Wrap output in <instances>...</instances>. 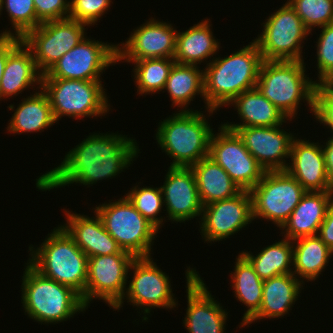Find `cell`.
<instances>
[{
	"label": "cell",
	"instance_id": "1",
	"mask_svg": "<svg viewBox=\"0 0 333 333\" xmlns=\"http://www.w3.org/2000/svg\"><path fill=\"white\" fill-rule=\"evenodd\" d=\"M139 151L136 140L125 135L91 134L71 149L59 166L36 179V187L42 191L73 183L89 187L112 179L132 164Z\"/></svg>",
	"mask_w": 333,
	"mask_h": 333
},
{
	"label": "cell",
	"instance_id": "2",
	"mask_svg": "<svg viewBox=\"0 0 333 333\" xmlns=\"http://www.w3.org/2000/svg\"><path fill=\"white\" fill-rule=\"evenodd\" d=\"M263 62L253 41L234 54L218 57L207 63L204 70V102L209 114L228 105L246 90L256 87Z\"/></svg>",
	"mask_w": 333,
	"mask_h": 333
},
{
	"label": "cell",
	"instance_id": "3",
	"mask_svg": "<svg viewBox=\"0 0 333 333\" xmlns=\"http://www.w3.org/2000/svg\"><path fill=\"white\" fill-rule=\"evenodd\" d=\"M28 263L41 275L76 291L84 303L88 256L76 245L67 231L59 226L48 234L38 248L29 246Z\"/></svg>",
	"mask_w": 333,
	"mask_h": 333
},
{
	"label": "cell",
	"instance_id": "4",
	"mask_svg": "<svg viewBox=\"0 0 333 333\" xmlns=\"http://www.w3.org/2000/svg\"><path fill=\"white\" fill-rule=\"evenodd\" d=\"M178 112L159 123L156 140L173 158L170 167H191L209 156L213 129L201 111Z\"/></svg>",
	"mask_w": 333,
	"mask_h": 333
},
{
	"label": "cell",
	"instance_id": "5",
	"mask_svg": "<svg viewBox=\"0 0 333 333\" xmlns=\"http://www.w3.org/2000/svg\"><path fill=\"white\" fill-rule=\"evenodd\" d=\"M304 61L263 60L256 87L290 120L297 115L300 101L314 111L316 81L306 77ZM289 118V119H288Z\"/></svg>",
	"mask_w": 333,
	"mask_h": 333
},
{
	"label": "cell",
	"instance_id": "6",
	"mask_svg": "<svg viewBox=\"0 0 333 333\" xmlns=\"http://www.w3.org/2000/svg\"><path fill=\"white\" fill-rule=\"evenodd\" d=\"M22 278V306L25 313L40 323L66 321L87 307L72 288L41 275L28 262Z\"/></svg>",
	"mask_w": 333,
	"mask_h": 333
},
{
	"label": "cell",
	"instance_id": "7",
	"mask_svg": "<svg viewBox=\"0 0 333 333\" xmlns=\"http://www.w3.org/2000/svg\"><path fill=\"white\" fill-rule=\"evenodd\" d=\"M101 82L41 78V89L48 97L57 122L65 115L81 119L108 113L110 104Z\"/></svg>",
	"mask_w": 333,
	"mask_h": 333
},
{
	"label": "cell",
	"instance_id": "8",
	"mask_svg": "<svg viewBox=\"0 0 333 333\" xmlns=\"http://www.w3.org/2000/svg\"><path fill=\"white\" fill-rule=\"evenodd\" d=\"M93 209L122 250L135 258L150 257L151 245L159 230L136 210L126 196Z\"/></svg>",
	"mask_w": 333,
	"mask_h": 333
},
{
	"label": "cell",
	"instance_id": "9",
	"mask_svg": "<svg viewBox=\"0 0 333 333\" xmlns=\"http://www.w3.org/2000/svg\"><path fill=\"white\" fill-rule=\"evenodd\" d=\"M263 24L262 34L254 40L263 60L304 61L301 45L311 32L288 2Z\"/></svg>",
	"mask_w": 333,
	"mask_h": 333
},
{
	"label": "cell",
	"instance_id": "10",
	"mask_svg": "<svg viewBox=\"0 0 333 333\" xmlns=\"http://www.w3.org/2000/svg\"><path fill=\"white\" fill-rule=\"evenodd\" d=\"M307 191L286 170L266 171L251 190L252 218L281 228Z\"/></svg>",
	"mask_w": 333,
	"mask_h": 333
},
{
	"label": "cell",
	"instance_id": "11",
	"mask_svg": "<svg viewBox=\"0 0 333 333\" xmlns=\"http://www.w3.org/2000/svg\"><path fill=\"white\" fill-rule=\"evenodd\" d=\"M85 26L88 25L70 18L48 21L29 30L21 39L43 75L85 37Z\"/></svg>",
	"mask_w": 333,
	"mask_h": 333
},
{
	"label": "cell",
	"instance_id": "12",
	"mask_svg": "<svg viewBox=\"0 0 333 333\" xmlns=\"http://www.w3.org/2000/svg\"><path fill=\"white\" fill-rule=\"evenodd\" d=\"M135 257L121 250L117 254L88 258L84 305L98 298L114 308L123 298L129 267Z\"/></svg>",
	"mask_w": 333,
	"mask_h": 333
},
{
	"label": "cell",
	"instance_id": "13",
	"mask_svg": "<svg viewBox=\"0 0 333 333\" xmlns=\"http://www.w3.org/2000/svg\"><path fill=\"white\" fill-rule=\"evenodd\" d=\"M116 44L83 38L64 54L42 78L101 81V73L117 63Z\"/></svg>",
	"mask_w": 333,
	"mask_h": 333
},
{
	"label": "cell",
	"instance_id": "14",
	"mask_svg": "<svg viewBox=\"0 0 333 333\" xmlns=\"http://www.w3.org/2000/svg\"><path fill=\"white\" fill-rule=\"evenodd\" d=\"M129 269H133V279L126 288L124 298L113 309L120 310L125 297L127 302L140 307L147 315L153 307L168 310L177 306L169 276L157 267L151 256L135 258Z\"/></svg>",
	"mask_w": 333,
	"mask_h": 333
},
{
	"label": "cell",
	"instance_id": "15",
	"mask_svg": "<svg viewBox=\"0 0 333 333\" xmlns=\"http://www.w3.org/2000/svg\"><path fill=\"white\" fill-rule=\"evenodd\" d=\"M219 133L212 134L209 157L218 163L235 184L250 191L265 174L264 168L246 149L238 134L221 124Z\"/></svg>",
	"mask_w": 333,
	"mask_h": 333
},
{
	"label": "cell",
	"instance_id": "16",
	"mask_svg": "<svg viewBox=\"0 0 333 333\" xmlns=\"http://www.w3.org/2000/svg\"><path fill=\"white\" fill-rule=\"evenodd\" d=\"M200 229L205 241H222L238 233L253 221L250 191L213 202L202 208Z\"/></svg>",
	"mask_w": 333,
	"mask_h": 333
},
{
	"label": "cell",
	"instance_id": "17",
	"mask_svg": "<svg viewBox=\"0 0 333 333\" xmlns=\"http://www.w3.org/2000/svg\"><path fill=\"white\" fill-rule=\"evenodd\" d=\"M187 310L183 320L189 333H224L227 312L214 300L199 273L186 271Z\"/></svg>",
	"mask_w": 333,
	"mask_h": 333
},
{
	"label": "cell",
	"instance_id": "18",
	"mask_svg": "<svg viewBox=\"0 0 333 333\" xmlns=\"http://www.w3.org/2000/svg\"><path fill=\"white\" fill-rule=\"evenodd\" d=\"M121 45H116L117 63L122 60L174 58L177 30L172 24L149 18ZM122 46V47H120Z\"/></svg>",
	"mask_w": 333,
	"mask_h": 333
},
{
	"label": "cell",
	"instance_id": "19",
	"mask_svg": "<svg viewBox=\"0 0 333 333\" xmlns=\"http://www.w3.org/2000/svg\"><path fill=\"white\" fill-rule=\"evenodd\" d=\"M281 125L273 127H227L235 131L246 149L265 171L286 170L292 140L296 137Z\"/></svg>",
	"mask_w": 333,
	"mask_h": 333
},
{
	"label": "cell",
	"instance_id": "20",
	"mask_svg": "<svg viewBox=\"0 0 333 333\" xmlns=\"http://www.w3.org/2000/svg\"><path fill=\"white\" fill-rule=\"evenodd\" d=\"M169 220L184 222L202 214V202L191 167H170L161 187Z\"/></svg>",
	"mask_w": 333,
	"mask_h": 333
},
{
	"label": "cell",
	"instance_id": "21",
	"mask_svg": "<svg viewBox=\"0 0 333 333\" xmlns=\"http://www.w3.org/2000/svg\"><path fill=\"white\" fill-rule=\"evenodd\" d=\"M322 146L297 137L292 140L290 150L292 163H288L290 165L286 171L309 192H333Z\"/></svg>",
	"mask_w": 333,
	"mask_h": 333
},
{
	"label": "cell",
	"instance_id": "22",
	"mask_svg": "<svg viewBox=\"0 0 333 333\" xmlns=\"http://www.w3.org/2000/svg\"><path fill=\"white\" fill-rule=\"evenodd\" d=\"M95 217H88L65 210V225H61L74 239L76 245L89 257L112 255L122 249L106 231L101 217L94 211Z\"/></svg>",
	"mask_w": 333,
	"mask_h": 333
},
{
	"label": "cell",
	"instance_id": "23",
	"mask_svg": "<svg viewBox=\"0 0 333 333\" xmlns=\"http://www.w3.org/2000/svg\"><path fill=\"white\" fill-rule=\"evenodd\" d=\"M332 200L333 192L307 191L280 228L284 230V237L293 241L301 237L318 235L320 225L325 219L327 208Z\"/></svg>",
	"mask_w": 333,
	"mask_h": 333
},
{
	"label": "cell",
	"instance_id": "24",
	"mask_svg": "<svg viewBox=\"0 0 333 333\" xmlns=\"http://www.w3.org/2000/svg\"><path fill=\"white\" fill-rule=\"evenodd\" d=\"M300 280L293 273L264 280L261 307L244 326L260 319H273L287 314L303 287L304 281Z\"/></svg>",
	"mask_w": 333,
	"mask_h": 333
},
{
	"label": "cell",
	"instance_id": "25",
	"mask_svg": "<svg viewBox=\"0 0 333 333\" xmlns=\"http://www.w3.org/2000/svg\"><path fill=\"white\" fill-rule=\"evenodd\" d=\"M41 78L31 50L21 42L8 55L0 84V99L16 96L34 84H39L37 88L41 89Z\"/></svg>",
	"mask_w": 333,
	"mask_h": 333
},
{
	"label": "cell",
	"instance_id": "26",
	"mask_svg": "<svg viewBox=\"0 0 333 333\" xmlns=\"http://www.w3.org/2000/svg\"><path fill=\"white\" fill-rule=\"evenodd\" d=\"M230 104L235 106L243 123H224L225 127H273L287 122L286 116L257 87L241 93Z\"/></svg>",
	"mask_w": 333,
	"mask_h": 333
},
{
	"label": "cell",
	"instance_id": "27",
	"mask_svg": "<svg viewBox=\"0 0 333 333\" xmlns=\"http://www.w3.org/2000/svg\"><path fill=\"white\" fill-rule=\"evenodd\" d=\"M202 205L222 201L239 194L242 190L226 171L209 156L191 166Z\"/></svg>",
	"mask_w": 333,
	"mask_h": 333
},
{
	"label": "cell",
	"instance_id": "28",
	"mask_svg": "<svg viewBox=\"0 0 333 333\" xmlns=\"http://www.w3.org/2000/svg\"><path fill=\"white\" fill-rule=\"evenodd\" d=\"M209 19H205L183 32H177L174 60L176 63L198 65L213 57L220 44L214 38Z\"/></svg>",
	"mask_w": 333,
	"mask_h": 333
},
{
	"label": "cell",
	"instance_id": "29",
	"mask_svg": "<svg viewBox=\"0 0 333 333\" xmlns=\"http://www.w3.org/2000/svg\"><path fill=\"white\" fill-rule=\"evenodd\" d=\"M41 92L23 98L8 124L10 133L44 131L56 123L47 95Z\"/></svg>",
	"mask_w": 333,
	"mask_h": 333
},
{
	"label": "cell",
	"instance_id": "30",
	"mask_svg": "<svg viewBox=\"0 0 333 333\" xmlns=\"http://www.w3.org/2000/svg\"><path fill=\"white\" fill-rule=\"evenodd\" d=\"M292 243L296 244L293 245V274L298 278L315 281L329 263L333 251L317 235L301 237Z\"/></svg>",
	"mask_w": 333,
	"mask_h": 333
},
{
	"label": "cell",
	"instance_id": "31",
	"mask_svg": "<svg viewBox=\"0 0 333 333\" xmlns=\"http://www.w3.org/2000/svg\"><path fill=\"white\" fill-rule=\"evenodd\" d=\"M233 271L230 279L235 297L248 308L242 318L243 327L261 307L264 280L257 275L253 266L241 253L236 258Z\"/></svg>",
	"mask_w": 333,
	"mask_h": 333
},
{
	"label": "cell",
	"instance_id": "32",
	"mask_svg": "<svg viewBox=\"0 0 333 333\" xmlns=\"http://www.w3.org/2000/svg\"><path fill=\"white\" fill-rule=\"evenodd\" d=\"M196 65L174 63L164 89L169 93L172 105L186 110L187 105L195 98L202 95L204 99V70ZM186 106V107H185Z\"/></svg>",
	"mask_w": 333,
	"mask_h": 333
},
{
	"label": "cell",
	"instance_id": "33",
	"mask_svg": "<svg viewBox=\"0 0 333 333\" xmlns=\"http://www.w3.org/2000/svg\"><path fill=\"white\" fill-rule=\"evenodd\" d=\"M253 266L254 271L262 279L293 273V243L283 239L266 246L256 256L250 252L241 253Z\"/></svg>",
	"mask_w": 333,
	"mask_h": 333
},
{
	"label": "cell",
	"instance_id": "34",
	"mask_svg": "<svg viewBox=\"0 0 333 333\" xmlns=\"http://www.w3.org/2000/svg\"><path fill=\"white\" fill-rule=\"evenodd\" d=\"M133 62L135 66L133 73L139 94L158 93L164 90L169 73L175 63L173 58H153L141 60H125Z\"/></svg>",
	"mask_w": 333,
	"mask_h": 333
},
{
	"label": "cell",
	"instance_id": "35",
	"mask_svg": "<svg viewBox=\"0 0 333 333\" xmlns=\"http://www.w3.org/2000/svg\"><path fill=\"white\" fill-rule=\"evenodd\" d=\"M1 5V10L5 8L10 17L15 34L10 30H5L0 36H15L22 38L29 30H32L41 24L37 19L33 0H1Z\"/></svg>",
	"mask_w": 333,
	"mask_h": 333
},
{
	"label": "cell",
	"instance_id": "36",
	"mask_svg": "<svg viewBox=\"0 0 333 333\" xmlns=\"http://www.w3.org/2000/svg\"><path fill=\"white\" fill-rule=\"evenodd\" d=\"M126 197L136 208V210L151 224H153L157 229L162 227L160 225L163 223V218L162 216L161 218L157 217L164 205L163 195L160 187L140 188L137 185L126 194Z\"/></svg>",
	"mask_w": 333,
	"mask_h": 333
},
{
	"label": "cell",
	"instance_id": "37",
	"mask_svg": "<svg viewBox=\"0 0 333 333\" xmlns=\"http://www.w3.org/2000/svg\"><path fill=\"white\" fill-rule=\"evenodd\" d=\"M304 26L311 32L312 27H323L333 23V0H287Z\"/></svg>",
	"mask_w": 333,
	"mask_h": 333
},
{
	"label": "cell",
	"instance_id": "38",
	"mask_svg": "<svg viewBox=\"0 0 333 333\" xmlns=\"http://www.w3.org/2000/svg\"><path fill=\"white\" fill-rule=\"evenodd\" d=\"M317 43L318 82L333 81V23L320 27Z\"/></svg>",
	"mask_w": 333,
	"mask_h": 333
},
{
	"label": "cell",
	"instance_id": "39",
	"mask_svg": "<svg viewBox=\"0 0 333 333\" xmlns=\"http://www.w3.org/2000/svg\"><path fill=\"white\" fill-rule=\"evenodd\" d=\"M111 0H71L70 19L89 26L96 24L99 18L108 11Z\"/></svg>",
	"mask_w": 333,
	"mask_h": 333
},
{
	"label": "cell",
	"instance_id": "40",
	"mask_svg": "<svg viewBox=\"0 0 333 333\" xmlns=\"http://www.w3.org/2000/svg\"><path fill=\"white\" fill-rule=\"evenodd\" d=\"M313 113L320 124L323 123L333 131V81L316 84Z\"/></svg>",
	"mask_w": 333,
	"mask_h": 333
},
{
	"label": "cell",
	"instance_id": "41",
	"mask_svg": "<svg viewBox=\"0 0 333 333\" xmlns=\"http://www.w3.org/2000/svg\"><path fill=\"white\" fill-rule=\"evenodd\" d=\"M37 19L41 22L62 20L69 17L70 1L33 0Z\"/></svg>",
	"mask_w": 333,
	"mask_h": 333
},
{
	"label": "cell",
	"instance_id": "42",
	"mask_svg": "<svg viewBox=\"0 0 333 333\" xmlns=\"http://www.w3.org/2000/svg\"><path fill=\"white\" fill-rule=\"evenodd\" d=\"M333 251V200L329 204L326 216L317 235Z\"/></svg>",
	"mask_w": 333,
	"mask_h": 333
},
{
	"label": "cell",
	"instance_id": "43",
	"mask_svg": "<svg viewBox=\"0 0 333 333\" xmlns=\"http://www.w3.org/2000/svg\"><path fill=\"white\" fill-rule=\"evenodd\" d=\"M22 42L20 37L0 36V84L8 55Z\"/></svg>",
	"mask_w": 333,
	"mask_h": 333
},
{
	"label": "cell",
	"instance_id": "44",
	"mask_svg": "<svg viewBox=\"0 0 333 333\" xmlns=\"http://www.w3.org/2000/svg\"><path fill=\"white\" fill-rule=\"evenodd\" d=\"M326 145L323 146V151L325 155L326 169L329 181L333 186V136L328 138ZM325 147V148H324Z\"/></svg>",
	"mask_w": 333,
	"mask_h": 333
},
{
	"label": "cell",
	"instance_id": "45",
	"mask_svg": "<svg viewBox=\"0 0 333 333\" xmlns=\"http://www.w3.org/2000/svg\"><path fill=\"white\" fill-rule=\"evenodd\" d=\"M1 7H2V5H1V0H0V15H1V13H2V12H1V11H2V10H1Z\"/></svg>",
	"mask_w": 333,
	"mask_h": 333
}]
</instances>
